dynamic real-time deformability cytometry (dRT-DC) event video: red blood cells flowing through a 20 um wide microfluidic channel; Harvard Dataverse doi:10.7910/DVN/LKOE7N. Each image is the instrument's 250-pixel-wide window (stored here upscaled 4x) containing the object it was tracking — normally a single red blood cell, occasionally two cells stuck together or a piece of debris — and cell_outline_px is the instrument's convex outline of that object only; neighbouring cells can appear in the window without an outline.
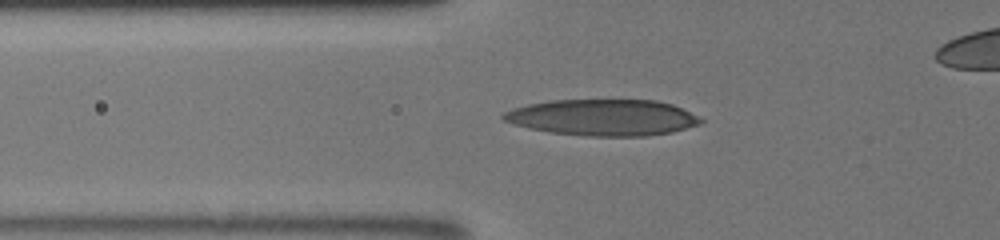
{"species": "human", "species_latin": "Homo sapiens", "temperature_condition": "room temperature", "stored_images_in_passage": 22, "camera_frame_rate_fps": 3000, "um_per_image_px": 0.085, "donor": {"sex": "male"}, "frame": {"image": 1, "passage_image": 2, "time_ms": 0.333, "image_size_px": [1000, 240], "cell_outline_px": [[704, 120], [700, 124], [672, 132], [648, 136], [588, 136], [548, 132], [528, 128], [512, 124], [504, 120], [500, 116], [504, 112], [512, 108], [528, 104], [552, 100], [656, 100], [672, 104]], "centroid_in_image_um": [51.2, 9.99], "position_along_channel_um": 74.6, "area_um2": 41.73}}
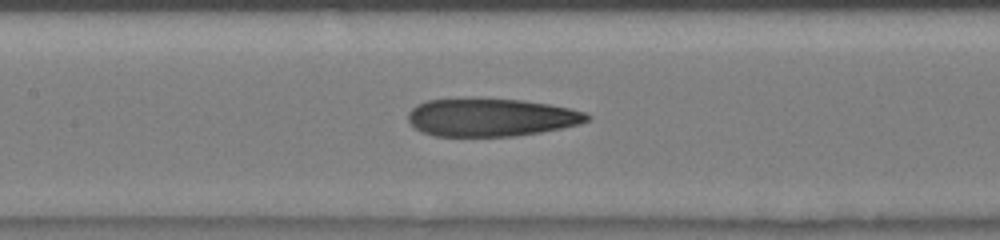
{"frame": {"image": 2, "passage_image": 8, "time_ms": 2.667, "image_size_px": [1000, 240], "cell_outline_px": [[592, 120], [580, 124], [540, 132], [516, 136], [436, 136], [420, 132], [408, 120], [408, 112], [416, 104], [428, 100], [524, 100], [548, 104], [588, 112], [592, 116]], "centroid_in_image_um": [41.78, 10.0], "position_along_channel_um": 165.6, "area_um2": 39.19}}
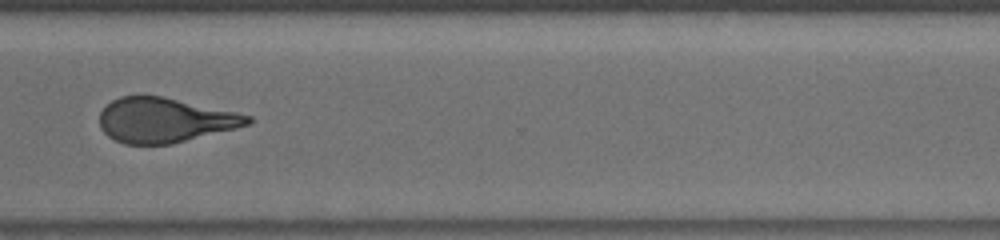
{"frame": {"image": 3, "passage_image": 21, "time_ms": 7.333, "image_size_px": [1000, 240], "cell_outline_px": [[252, 124], [172, 144], [124, 144], [108, 136], [100, 128], [100, 112], [112, 100], [120, 96], [164, 96], [236, 112], [252, 116]], "centroid_in_image_um": [14.01, 10.21], "position_along_channel_um": 356.6, "area_um2": 38.55}}